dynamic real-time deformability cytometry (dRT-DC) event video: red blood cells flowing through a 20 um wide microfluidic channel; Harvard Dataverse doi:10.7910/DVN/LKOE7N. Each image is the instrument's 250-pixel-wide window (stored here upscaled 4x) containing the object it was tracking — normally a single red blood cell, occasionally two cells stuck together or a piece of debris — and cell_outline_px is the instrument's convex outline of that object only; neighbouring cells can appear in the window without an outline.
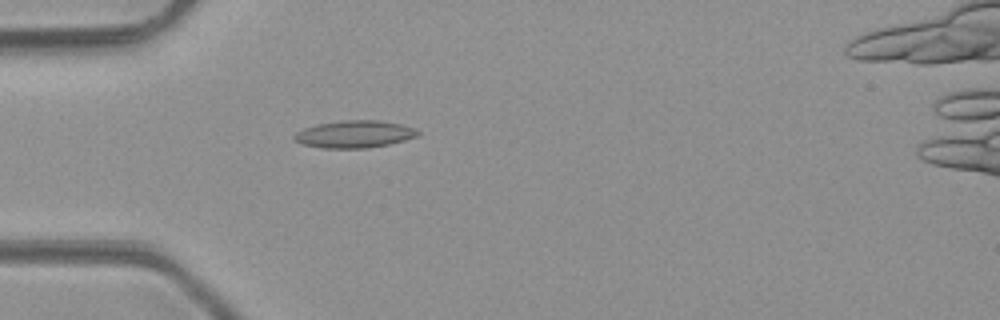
{"species": "common noctule bat (a hibernating species)", "species_latin": "Nyctalus noctula", "temperature_condition": "room temperature", "stored_images_in_passage": 4, "camera_frame_rate_fps": 3000, "um_per_image_px": 0.085, "animal": {"sex": "male", "body_mass_g": 23.1, "forearm_length_mm": 52.7}, "frame": {"image": 1, "passage_image": 4, "time_ms": 4.333, "image_size_px": [1000, 320], "cell_outline_px": [[420, 136], [388, 144], [364, 148], [324, 148], [304, 144], [296, 140], [292, 136], [296, 132], [304, 128], [316, 124], [344, 120], [380, 120], [400, 124], [416, 128], [420, 132]], "centroid_in_image_um": [30.16, 11.39], "position_along_channel_um": 54.8, "area_um2": 19.59}}